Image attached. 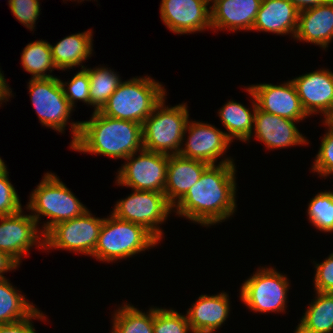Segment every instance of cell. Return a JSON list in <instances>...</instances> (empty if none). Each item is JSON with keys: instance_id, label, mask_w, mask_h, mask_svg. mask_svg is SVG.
Listing matches in <instances>:
<instances>
[{"instance_id": "cell-1", "label": "cell", "mask_w": 333, "mask_h": 333, "mask_svg": "<svg viewBox=\"0 0 333 333\" xmlns=\"http://www.w3.org/2000/svg\"><path fill=\"white\" fill-rule=\"evenodd\" d=\"M236 171L231 157L221 159L218 165H210L173 211L201 226L224 222L237 210Z\"/></svg>"}, {"instance_id": "cell-2", "label": "cell", "mask_w": 333, "mask_h": 333, "mask_svg": "<svg viewBox=\"0 0 333 333\" xmlns=\"http://www.w3.org/2000/svg\"><path fill=\"white\" fill-rule=\"evenodd\" d=\"M72 150L126 159L143 149L142 125L134 121L114 119L100 111L89 121L72 122Z\"/></svg>"}, {"instance_id": "cell-3", "label": "cell", "mask_w": 333, "mask_h": 333, "mask_svg": "<svg viewBox=\"0 0 333 333\" xmlns=\"http://www.w3.org/2000/svg\"><path fill=\"white\" fill-rule=\"evenodd\" d=\"M164 86L150 76L122 81L100 112L114 119L143 124L166 97Z\"/></svg>"}, {"instance_id": "cell-4", "label": "cell", "mask_w": 333, "mask_h": 333, "mask_svg": "<svg viewBox=\"0 0 333 333\" xmlns=\"http://www.w3.org/2000/svg\"><path fill=\"white\" fill-rule=\"evenodd\" d=\"M29 198L26 209L31 211L37 224L41 220L40 215L50 219L42 225L43 235L57 223L77 218L88 210L59 177L51 172L44 174Z\"/></svg>"}, {"instance_id": "cell-5", "label": "cell", "mask_w": 333, "mask_h": 333, "mask_svg": "<svg viewBox=\"0 0 333 333\" xmlns=\"http://www.w3.org/2000/svg\"><path fill=\"white\" fill-rule=\"evenodd\" d=\"M160 243L143 226L109 215L104 218L92 256L103 262L127 259Z\"/></svg>"}, {"instance_id": "cell-6", "label": "cell", "mask_w": 333, "mask_h": 333, "mask_svg": "<svg viewBox=\"0 0 333 333\" xmlns=\"http://www.w3.org/2000/svg\"><path fill=\"white\" fill-rule=\"evenodd\" d=\"M165 99L142 124L143 148L169 156L177 155L183 144L186 124L190 120L188 106L186 103L166 106Z\"/></svg>"}, {"instance_id": "cell-7", "label": "cell", "mask_w": 333, "mask_h": 333, "mask_svg": "<svg viewBox=\"0 0 333 333\" xmlns=\"http://www.w3.org/2000/svg\"><path fill=\"white\" fill-rule=\"evenodd\" d=\"M289 280L272 267H259L244 281L240 288V300L251 311L282 313L287 306Z\"/></svg>"}, {"instance_id": "cell-8", "label": "cell", "mask_w": 333, "mask_h": 333, "mask_svg": "<svg viewBox=\"0 0 333 333\" xmlns=\"http://www.w3.org/2000/svg\"><path fill=\"white\" fill-rule=\"evenodd\" d=\"M117 201L111 212L116 218L138 224L147 229L159 242L163 238L159 224L166 221L173 207L165 194L157 191H138Z\"/></svg>"}, {"instance_id": "cell-9", "label": "cell", "mask_w": 333, "mask_h": 333, "mask_svg": "<svg viewBox=\"0 0 333 333\" xmlns=\"http://www.w3.org/2000/svg\"><path fill=\"white\" fill-rule=\"evenodd\" d=\"M103 221L87 210L77 218L57 223L44 235V250H69L92 257Z\"/></svg>"}, {"instance_id": "cell-10", "label": "cell", "mask_w": 333, "mask_h": 333, "mask_svg": "<svg viewBox=\"0 0 333 333\" xmlns=\"http://www.w3.org/2000/svg\"><path fill=\"white\" fill-rule=\"evenodd\" d=\"M122 164L116 176V183L138 191H157L164 193L169 155L139 150ZM137 156V157H136Z\"/></svg>"}, {"instance_id": "cell-11", "label": "cell", "mask_w": 333, "mask_h": 333, "mask_svg": "<svg viewBox=\"0 0 333 333\" xmlns=\"http://www.w3.org/2000/svg\"><path fill=\"white\" fill-rule=\"evenodd\" d=\"M31 102L42 125L64 132L75 109L64 95L58 77L38 78L28 82Z\"/></svg>"}, {"instance_id": "cell-12", "label": "cell", "mask_w": 333, "mask_h": 333, "mask_svg": "<svg viewBox=\"0 0 333 333\" xmlns=\"http://www.w3.org/2000/svg\"><path fill=\"white\" fill-rule=\"evenodd\" d=\"M23 214L21 210L13 215L0 216V250L8 253L19 264L31 247L44 249V235L39 225L31 214Z\"/></svg>"}, {"instance_id": "cell-13", "label": "cell", "mask_w": 333, "mask_h": 333, "mask_svg": "<svg viewBox=\"0 0 333 333\" xmlns=\"http://www.w3.org/2000/svg\"><path fill=\"white\" fill-rule=\"evenodd\" d=\"M188 132L187 140L185 134ZM178 155L216 165L218 157L226 153L231 141L215 125L189 121L186 124L183 141ZM185 145V147H183Z\"/></svg>"}, {"instance_id": "cell-14", "label": "cell", "mask_w": 333, "mask_h": 333, "mask_svg": "<svg viewBox=\"0 0 333 333\" xmlns=\"http://www.w3.org/2000/svg\"><path fill=\"white\" fill-rule=\"evenodd\" d=\"M161 2V19L171 32L181 35L212 29L210 0H162Z\"/></svg>"}, {"instance_id": "cell-15", "label": "cell", "mask_w": 333, "mask_h": 333, "mask_svg": "<svg viewBox=\"0 0 333 333\" xmlns=\"http://www.w3.org/2000/svg\"><path fill=\"white\" fill-rule=\"evenodd\" d=\"M249 87L260 110L299 122L309 117L303 109L292 80L281 85L261 83Z\"/></svg>"}, {"instance_id": "cell-16", "label": "cell", "mask_w": 333, "mask_h": 333, "mask_svg": "<svg viewBox=\"0 0 333 333\" xmlns=\"http://www.w3.org/2000/svg\"><path fill=\"white\" fill-rule=\"evenodd\" d=\"M292 82L307 115L322 113L326 119L333 109V72L322 68L302 74Z\"/></svg>"}, {"instance_id": "cell-17", "label": "cell", "mask_w": 333, "mask_h": 333, "mask_svg": "<svg viewBox=\"0 0 333 333\" xmlns=\"http://www.w3.org/2000/svg\"><path fill=\"white\" fill-rule=\"evenodd\" d=\"M297 122L299 123V121L266 113L257 107L252 136L255 134V139L264 143L269 150L308 144L306 137L295 125Z\"/></svg>"}, {"instance_id": "cell-18", "label": "cell", "mask_w": 333, "mask_h": 333, "mask_svg": "<svg viewBox=\"0 0 333 333\" xmlns=\"http://www.w3.org/2000/svg\"><path fill=\"white\" fill-rule=\"evenodd\" d=\"M262 0H210L213 30H251Z\"/></svg>"}, {"instance_id": "cell-19", "label": "cell", "mask_w": 333, "mask_h": 333, "mask_svg": "<svg viewBox=\"0 0 333 333\" xmlns=\"http://www.w3.org/2000/svg\"><path fill=\"white\" fill-rule=\"evenodd\" d=\"M209 166L210 164L204 161L185 158L178 154L170 155L164 188L168 203L174 207L197 183Z\"/></svg>"}, {"instance_id": "cell-20", "label": "cell", "mask_w": 333, "mask_h": 333, "mask_svg": "<svg viewBox=\"0 0 333 333\" xmlns=\"http://www.w3.org/2000/svg\"><path fill=\"white\" fill-rule=\"evenodd\" d=\"M294 39L325 50L333 40V0L300 11Z\"/></svg>"}, {"instance_id": "cell-21", "label": "cell", "mask_w": 333, "mask_h": 333, "mask_svg": "<svg viewBox=\"0 0 333 333\" xmlns=\"http://www.w3.org/2000/svg\"><path fill=\"white\" fill-rule=\"evenodd\" d=\"M229 313V295L223 291L217 295H200L185 315L194 333H214Z\"/></svg>"}, {"instance_id": "cell-22", "label": "cell", "mask_w": 333, "mask_h": 333, "mask_svg": "<svg viewBox=\"0 0 333 333\" xmlns=\"http://www.w3.org/2000/svg\"><path fill=\"white\" fill-rule=\"evenodd\" d=\"M299 11L289 0H262L252 31L295 36Z\"/></svg>"}, {"instance_id": "cell-23", "label": "cell", "mask_w": 333, "mask_h": 333, "mask_svg": "<svg viewBox=\"0 0 333 333\" xmlns=\"http://www.w3.org/2000/svg\"><path fill=\"white\" fill-rule=\"evenodd\" d=\"M92 30L82 33L72 34L57 42L55 45L50 44L53 62L58 70H67L82 66V62L91 57L93 51V34Z\"/></svg>"}, {"instance_id": "cell-24", "label": "cell", "mask_w": 333, "mask_h": 333, "mask_svg": "<svg viewBox=\"0 0 333 333\" xmlns=\"http://www.w3.org/2000/svg\"><path fill=\"white\" fill-rule=\"evenodd\" d=\"M246 91L253 98V109L249 108L236 101H227L226 104L218 111L219 118L226 128L225 135L233 142V139L241 140L242 142H249L254 130V115L257 108L255 96L249 86ZM252 112V113H251Z\"/></svg>"}, {"instance_id": "cell-25", "label": "cell", "mask_w": 333, "mask_h": 333, "mask_svg": "<svg viewBox=\"0 0 333 333\" xmlns=\"http://www.w3.org/2000/svg\"><path fill=\"white\" fill-rule=\"evenodd\" d=\"M36 309L7 278H0V325L24 320Z\"/></svg>"}, {"instance_id": "cell-26", "label": "cell", "mask_w": 333, "mask_h": 333, "mask_svg": "<svg viewBox=\"0 0 333 333\" xmlns=\"http://www.w3.org/2000/svg\"><path fill=\"white\" fill-rule=\"evenodd\" d=\"M316 296L300 319V325L315 333H333V293Z\"/></svg>"}, {"instance_id": "cell-27", "label": "cell", "mask_w": 333, "mask_h": 333, "mask_svg": "<svg viewBox=\"0 0 333 333\" xmlns=\"http://www.w3.org/2000/svg\"><path fill=\"white\" fill-rule=\"evenodd\" d=\"M112 322L111 333H154V307L145 313L125 302L114 312Z\"/></svg>"}, {"instance_id": "cell-28", "label": "cell", "mask_w": 333, "mask_h": 333, "mask_svg": "<svg viewBox=\"0 0 333 333\" xmlns=\"http://www.w3.org/2000/svg\"><path fill=\"white\" fill-rule=\"evenodd\" d=\"M21 64L33 79L57 77L50 74L57 68L53 62L50 43L45 40L27 44L21 54ZM48 70L50 73L47 74Z\"/></svg>"}, {"instance_id": "cell-29", "label": "cell", "mask_w": 333, "mask_h": 333, "mask_svg": "<svg viewBox=\"0 0 333 333\" xmlns=\"http://www.w3.org/2000/svg\"><path fill=\"white\" fill-rule=\"evenodd\" d=\"M84 69L88 72L90 81V106L94 107V112L100 111L122 82L121 77L107 67Z\"/></svg>"}, {"instance_id": "cell-30", "label": "cell", "mask_w": 333, "mask_h": 333, "mask_svg": "<svg viewBox=\"0 0 333 333\" xmlns=\"http://www.w3.org/2000/svg\"><path fill=\"white\" fill-rule=\"evenodd\" d=\"M307 214L315 228L333 232V191L320 192L310 199Z\"/></svg>"}, {"instance_id": "cell-31", "label": "cell", "mask_w": 333, "mask_h": 333, "mask_svg": "<svg viewBox=\"0 0 333 333\" xmlns=\"http://www.w3.org/2000/svg\"><path fill=\"white\" fill-rule=\"evenodd\" d=\"M154 333H194L187 315L175 310L154 307Z\"/></svg>"}, {"instance_id": "cell-32", "label": "cell", "mask_w": 333, "mask_h": 333, "mask_svg": "<svg viewBox=\"0 0 333 333\" xmlns=\"http://www.w3.org/2000/svg\"><path fill=\"white\" fill-rule=\"evenodd\" d=\"M65 97L74 108L76 100L90 105V81L88 72L83 68L68 82L59 79ZM68 86V87H67Z\"/></svg>"}, {"instance_id": "cell-33", "label": "cell", "mask_w": 333, "mask_h": 333, "mask_svg": "<svg viewBox=\"0 0 333 333\" xmlns=\"http://www.w3.org/2000/svg\"><path fill=\"white\" fill-rule=\"evenodd\" d=\"M327 132L322 137L320 148L313 162L312 171L321 177L333 175V126L326 123Z\"/></svg>"}, {"instance_id": "cell-34", "label": "cell", "mask_w": 333, "mask_h": 333, "mask_svg": "<svg viewBox=\"0 0 333 333\" xmlns=\"http://www.w3.org/2000/svg\"><path fill=\"white\" fill-rule=\"evenodd\" d=\"M7 168L0 173V216H9L22 209L19 196L9 180Z\"/></svg>"}, {"instance_id": "cell-35", "label": "cell", "mask_w": 333, "mask_h": 333, "mask_svg": "<svg viewBox=\"0 0 333 333\" xmlns=\"http://www.w3.org/2000/svg\"><path fill=\"white\" fill-rule=\"evenodd\" d=\"M8 4L13 16L32 31L41 11L39 0H8Z\"/></svg>"}, {"instance_id": "cell-36", "label": "cell", "mask_w": 333, "mask_h": 333, "mask_svg": "<svg viewBox=\"0 0 333 333\" xmlns=\"http://www.w3.org/2000/svg\"><path fill=\"white\" fill-rule=\"evenodd\" d=\"M314 291L323 293H333V253L324 261L315 262Z\"/></svg>"}, {"instance_id": "cell-37", "label": "cell", "mask_w": 333, "mask_h": 333, "mask_svg": "<svg viewBox=\"0 0 333 333\" xmlns=\"http://www.w3.org/2000/svg\"><path fill=\"white\" fill-rule=\"evenodd\" d=\"M32 319L46 320L43 312L36 309L29 317L24 320L0 325V333H36Z\"/></svg>"}, {"instance_id": "cell-38", "label": "cell", "mask_w": 333, "mask_h": 333, "mask_svg": "<svg viewBox=\"0 0 333 333\" xmlns=\"http://www.w3.org/2000/svg\"><path fill=\"white\" fill-rule=\"evenodd\" d=\"M20 264L8 253L0 250V278H6L5 272L16 270Z\"/></svg>"}, {"instance_id": "cell-39", "label": "cell", "mask_w": 333, "mask_h": 333, "mask_svg": "<svg viewBox=\"0 0 333 333\" xmlns=\"http://www.w3.org/2000/svg\"><path fill=\"white\" fill-rule=\"evenodd\" d=\"M298 11H303L309 8H313L315 6H318L320 4H324L328 2L329 0H289Z\"/></svg>"}, {"instance_id": "cell-40", "label": "cell", "mask_w": 333, "mask_h": 333, "mask_svg": "<svg viewBox=\"0 0 333 333\" xmlns=\"http://www.w3.org/2000/svg\"><path fill=\"white\" fill-rule=\"evenodd\" d=\"M12 94V90L9 87V85L6 83V79L4 78V73H1V69H0V105L4 102H8L11 98ZM10 97V98H9ZM1 107V106H0Z\"/></svg>"}, {"instance_id": "cell-41", "label": "cell", "mask_w": 333, "mask_h": 333, "mask_svg": "<svg viewBox=\"0 0 333 333\" xmlns=\"http://www.w3.org/2000/svg\"><path fill=\"white\" fill-rule=\"evenodd\" d=\"M294 333H315V332L309 331V330L305 329L303 326H301L300 324H298Z\"/></svg>"}, {"instance_id": "cell-42", "label": "cell", "mask_w": 333, "mask_h": 333, "mask_svg": "<svg viewBox=\"0 0 333 333\" xmlns=\"http://www.w3.org/2000/svg\"><path fill=\"white\" fill-rule=\"evenodd\" d=\"M324 121L333 126V109Z\"/></svg>"}, {"instance_id": "cell-43", "label": "cell", "mask_w": 333, "mask_h": 333, "mask_svg": "<svg viewBox=\"0 0 333 333\" xmlns=\"http://www.w3.org/2000/svg\"><path fill=\"white\" fill-rule=\"evenodd\" d=\"M7 168L5 162L0 157V173H2Z\"/></svg>"}]
</instances>
